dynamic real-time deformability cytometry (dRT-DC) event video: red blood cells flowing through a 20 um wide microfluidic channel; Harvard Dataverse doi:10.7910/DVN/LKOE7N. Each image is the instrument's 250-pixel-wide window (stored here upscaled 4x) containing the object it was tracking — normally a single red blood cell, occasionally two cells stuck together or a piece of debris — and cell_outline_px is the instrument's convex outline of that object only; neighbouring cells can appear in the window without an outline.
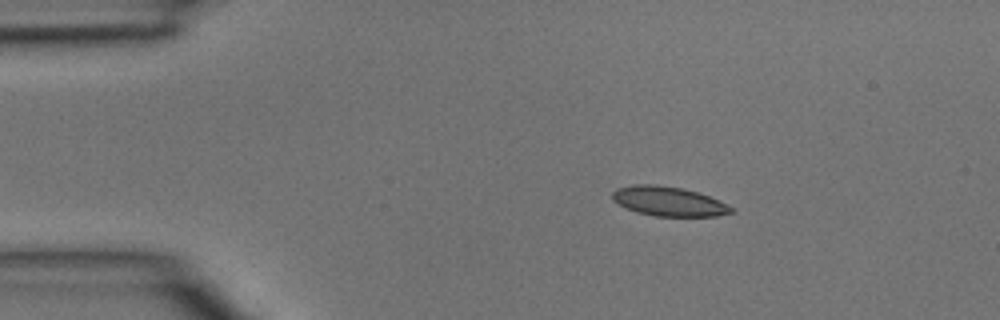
{"species": "common noctule bat (a hibernating species)", "species_latin": "Nyctalus noctula", "temperature_condition": "room temperature", "stored_images_in_passage": 45, "camera_frame_rate_fps": 3000, "um_per_image_px": 0.085, "animal": {"sex": "male", "body_mass_g": 15.6}, "frame": {"image": 1, "passage_image": 7, "time_ms": 2.0, "image_size_px": [1000, 320], "cell_outline_px": [[736, 212], [716, 216], [656, 216], [636, 212], [612, 200], [612, 192], [616, 188], [636, 184], [656, 184], [680, 188], [696, 192], [708, 196], [732, 208]], "centroid_in_image_um": [56.79, 17.11], "position_along_channel_um": 28.2, "area_um2": 20.11}}
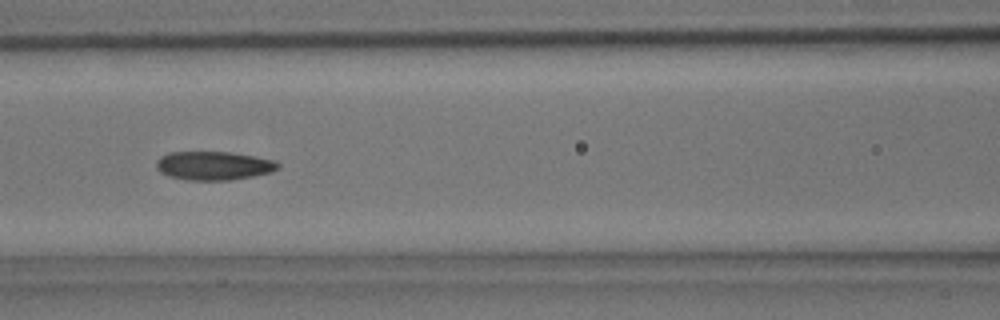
{"frame": {"image": 2, "passage_image": 19, "time_ms": 6.0, "image_size_px": [1000, 320], "cell_outline_px": [[280, 168], [272, 172], [232, 180], [184, 180], [168, 176], [160, 172], [156, 168], [156, 160], [160, 156], [168, 152], [232, 152], [256, 156], [276, 160], [280, 164]], "centroid_in_image_um": [18.17, 14.08], "position_along_channel_um": 148.4, "area_um2": 20.69}}
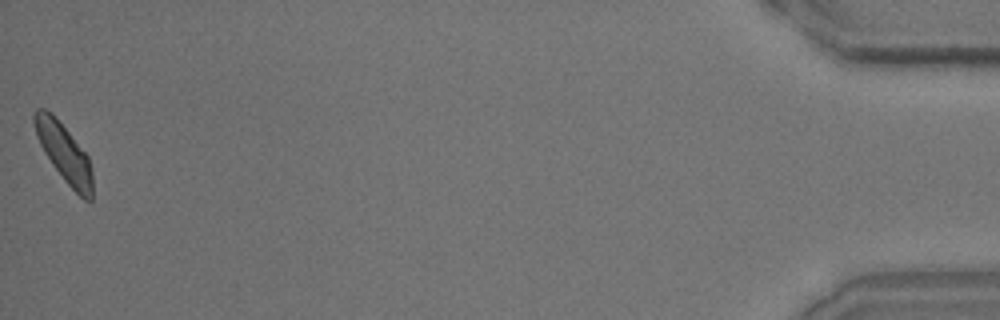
{"frame": {"image": 3, "passage_image": 45, "time_ms": 14.667, "image_size_px": [1000, 320], "cell_outline_px": [[92, 200], [84, 200], [64, 180], [52, 164], [44, 152], [36, 136], [32, 120], [32, 116], [36, 108], [44, 108], [52, 112], [88, 156], [92, 168]], "centroid_in_image_um": [5.42, 12.96], "position_along_channel_um": 429.8, "area_um2": 19.71}}